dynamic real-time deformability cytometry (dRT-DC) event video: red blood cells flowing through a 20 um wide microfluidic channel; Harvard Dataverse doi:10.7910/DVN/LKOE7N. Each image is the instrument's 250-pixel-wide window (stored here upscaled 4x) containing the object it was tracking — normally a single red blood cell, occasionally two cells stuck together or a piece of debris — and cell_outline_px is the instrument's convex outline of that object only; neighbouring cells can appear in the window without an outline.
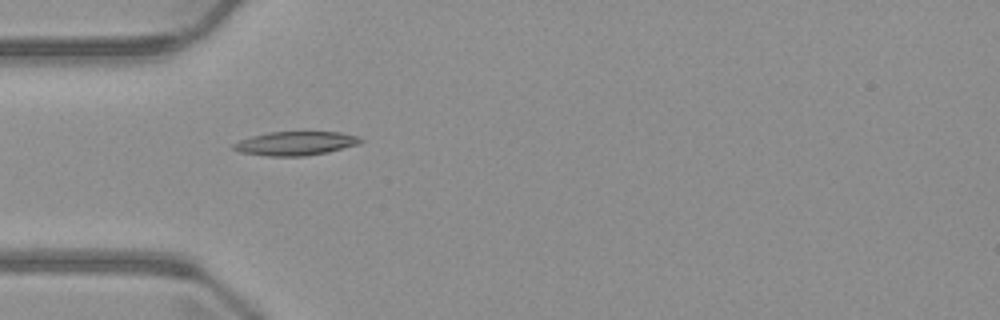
{"species": "common noctule bat (a hibernating species)", "species_latin": "Nyctalus noctula", "temperature_condition": "warm", "stored_images_in_passage": 5, "camera_frame_rate_fps": 3000, "um_per_image_px": 0.085, "animal": {"sex": "male", "body_mass_g": 23.1, "forearm_length_mm": 52.7}, "frame": {"image": 1, "passage_image": 4, "time_ms": 3.667, "image_size_px": [1000, 320], "cell_outline_px": [[364, 140], [360, 144], [328, 152], [304, 156], [268, 156], [240, 152], [232, 148], [232, 144], [240, 140], [252, 136], [268, 132], [340, 132], [360, 136]], "centroid_in_image_um": [25.15, 12.18], "position_along_channel_um": 59.8, "area_um2": 17.74}}
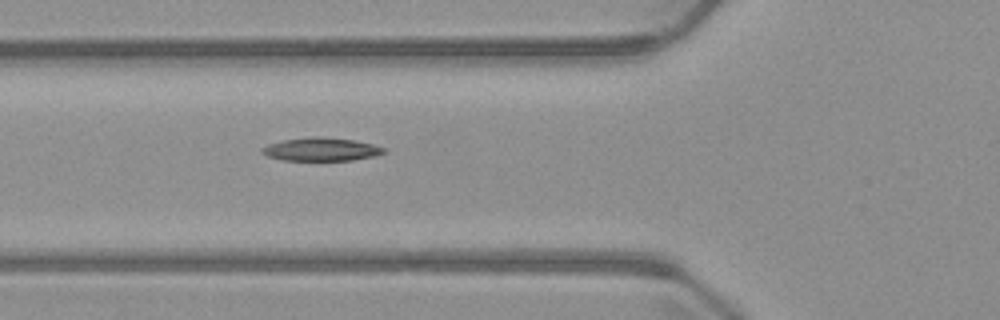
{"frame": {"image": 2, "passage_image": 5, "time_ms": 4.667, "image_size_px": [1000, 320], "cell_outline_px": [[388, 152], [376, 156], [352, 160], [280, 160], [268, 156], [260, 152], [260, 148], [268, 144], [284, 140], [312, 136], [320, 136], [352, 140], [372, 144], [384, 148]], "centroid_in_image_um": [27.29, 12.69], "position_along_channel_um": 98.5, "area_um2": 16.53}}